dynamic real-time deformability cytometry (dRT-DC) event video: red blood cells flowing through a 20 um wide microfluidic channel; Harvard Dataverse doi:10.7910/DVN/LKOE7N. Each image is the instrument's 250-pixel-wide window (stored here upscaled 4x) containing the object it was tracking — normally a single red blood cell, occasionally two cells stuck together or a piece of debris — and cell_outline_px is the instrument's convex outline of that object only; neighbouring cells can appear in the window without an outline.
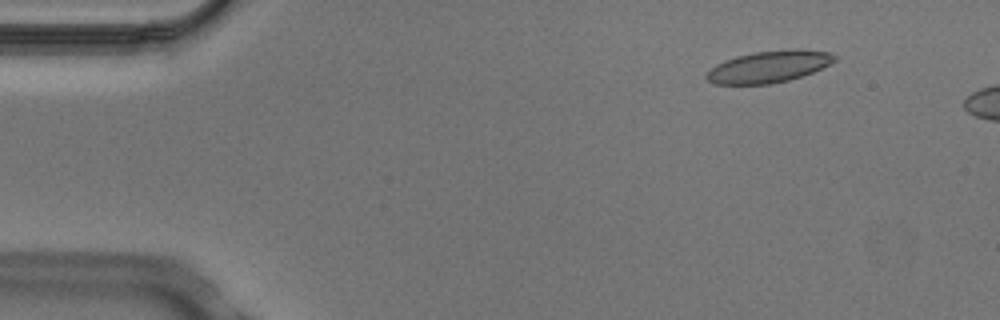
{"species": "Egyptian fruit bat (a non-hibernating species)", "species_latin": "Rousettus aegyptiacus", "temperature_condition": "cold", "stored_images_in_passage": 6, "camera_frame_rate_fps": 3000, "um_per_image_px": 0.085, "animal": {"sex": "male"}, "frame": {"image": 1, "passage_image": 2, "time_ms": 0.333, "image_size_px": [1000, 320], "cell_outline_px": [[836, 60], [812, 72], [788, 80], [772, 84], [716, 84], [708, 80], [704, 76], [716, 64], [736, 56], [752, 52], [788, 48], [800, 48], [828, 52], [836, 56]], "centroid_in_image_um": [65.35, 5.65], "position_along_channel_um": 19.7, "area_um2": 23.7}}